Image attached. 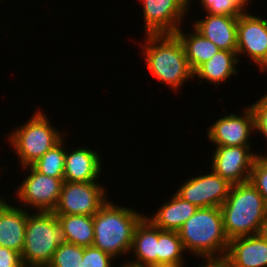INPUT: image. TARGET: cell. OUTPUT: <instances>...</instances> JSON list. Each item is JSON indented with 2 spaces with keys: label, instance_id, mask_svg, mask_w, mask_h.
<instances>
[{
  "label": "cell",
  "instance_id": "cell-1",
  "mask_svg": "<svg viewBox=\"0 0 267 267\" xmlns=\"http://www.w3.org/2000/svg\"><path fill=\"white\" fill-rule=\"evenodd\" d=\"M220 209L224 232L229 240L258 234L267 216L264 199L250 181L233 184Z\"/></svg>",
  "mask_w": 267,
  "mask_h": 267
},
{
  "label": "cell",
  "instance_id": "cell-2",
  "mask_svg": "<svg viewBox=\"0 0 267 267\" xmlns=\"http://www.w3.org/2000/svg\"><path fill=\"white\" fill-rule=\"evenodd\" d=\"M141 45L145 61L153 77L175 91L186 80L194 78L183 44L175 34L146 35Z\"/></svg>",
  "mask_w": 267,
  "mask_h": 267
},
{
  "label": "cell",
  "instance_id": "cell-3",
  "mask_svg": "<svg viewBox=\"0 0 267 267\" xmlns=\"http://www.w3.org/2000/svg\"><path fill=\"white\" fill-rule=\"evenodd\" d=\"M143 215L107 200L93 216V246L113 258L131 252L133 233Z\"/></svg>",
  "mask_w": 267,
  "mask_h": 267
},
{
  "label": "cell",
  "instance_id": "cell-4",
  "mask_svg": "<svg viewBox=\"0 0 267 267\" xmlns=\"http://www.w3.org/2000/svg\"><path fill=\"white\" fill-rule=\"evenodd\" d=\"M183 247L201 258L224 257L229 239L220 207L198 208L178 231Z\"/></svg>",
  "mask_w": 267,
  "mask_h": 267
},
{
  "label": "cell",
  "instance_id": "cell-5",
  "mask_svg": "<svg viewBox=\"0 0 267 267\" xmlns=\"http://www.w3.org/2000/svg\"><path fill=\"white\" fill-rule=\"evenodd\" d=\"M64 243L63 228L53 211L29 213L21 251L24 267H47L58 246Z\"/></svg>",
  "mask_w": 267,
  "mask_h": 267
},
{
  "label": "cell",
  "instance_id": "cell-6",
  "mask_svg": "<svg viewBox=\"0 0 267 267\" xmlns=\"http://www.w3.org/2000/svg\"><path fill=\"white\" fill-rule=\"evenodd\" d=\"M50 123L46 114L38 110L8 136L22 167L31 166L64 138L65 134L59 133Z\"/></svg>",
  "mask_w": 267,
  "mask_h": 267
},
{
  "label": "cell",
  "instance_id": "cell-7",
  "mask_svg": "<svg viewBox=\"0 0 267 267\" xmlns=\"http://www.w3.org/2000/svg\"><path fill=\"white\" fill-rule=\"evenodd\" d=\"M103 186L97 181L66 182L62 184L55 215H87L94 216L107 202Z\"/></svg>",
  "mask_w": 267,
  "mask_h": 267
},
{
  "label": "cell",
  "instance_id": "cell-8",
  "mask_svg": "<svg viewBox=\"0 0 267 267\" xmlns=\"http://www.w3.org/2000/svg\"><path fill=\"white\" fill-rule=\"evenodd\" d=\"M21 168L29 170L31 174L17 187L19 202L37 211H53L58 204L64 179L41 174L32 166Z\"/></svg>",
  "mask_w": 267,
  "mask_h": 267
},
{
  "label": "cell",
  "instance_id": "cell-9",
  "mask_svg": "<svg viewBox=\"0 0 267 267\" xmlns=\"http://www.w3.org/2000/svg\"><path fill=\"white\" fill-rule=\"evenodd\" d=\"M232 185L211 170L210 173L190 178L175 193L198 208L221 207Z\"/></svg>",
  "mask_w": 267,
  "mask_h": 267
},
{
  "label": "cell",
  "instance_id": "cell-10",
  "mask_svg": "<svg viewBox=\"0 0 267 267\" xmlns=\"http://www.w3.org/2000/svg\"><path fill=\"white\" fill-rule=\"evenodd\" d=\"M237 56L250 57L263 72L267 68V20L246 12L237 24Z\"/></svg>",
  "mask_w": 267,
  "mask_h": 267
},
{
  "label": "cell",
  "instance_id": "cell-11",
  "mask_svg": "<svg viewBox=\"0 0 267 267\" xmlns=\"http://www.w3.org/2000/svg\"><path fill=\"white\" fill-rule=\"evenodd\" d=\"M146 35L174 34L191 0H142Z\"/></svg>",
  "mask_w": 267,
  "mask_h": 267
},
{
  "label": "cell",
  "instance_id": "cell-12",
  "mask_svg": "<svg viewBox=\"0 0 267 267\" xmlns=\"http://www.w3.org/2000/svg\"><path fill=\"white\" fill-rule=\"evenodd\" d=\"M252 146H221L213 152L212 170L231 184L248 182L256 153Z\"/></svg>",
  "mask_w": 267,
  "mask_h": 267
},
{
  "label": "cell",
  "instance_id": "cell-13",
  "mask_svg": "<svg viewBox=\"0 0 267 267\" xmlns=\"http://www.w3.org/2000/svg\"><path fill=\"white\" fill-rule=\"evenodd\" d=\"M245 109L243 116L226 115L209 127L208 139L215 147L251 146L248 139L255 130V116L250 105Z\"/></svg>",
  "mask_w": 267,
  "mask_h": 267
},
{
  "label": "cell",
  "instance_id": "cell-14",
  "mask_svg": "<svg viewBox=\"0 0 267 267\" xmlns=\"http://www.w3.org/2000/svg\"><path fill=\"white\" fill-rule=\"evenodd\" d=\"M225 257L230 267H267V241L259 234L233 238Z\"/></svg>",
  "mask_w": 267,
  "mask_h": 267
},
{
  "label": "cell",
  "instance_id": "cell-15",
  "mask_svg": "<svg viewBox=\"0 0 267 267\" xmlns=\"http://www.w3.org/2000/svg\"><path fill=\"white\" fill-rule=\"evenodd\" d=\"M238 19L239 16L208 13L204 19L195 21L193 27L220 50L236 51Z\"/></svg>",
  "mask_w": 267,
  "mask_h": 267
},
{
  "label": "cell",
  "instance_id": "cell-16",
  "mask_svg": "<svg viewBox=\"0 0 267 267\" xmlns=\"http://www.w3.org/2000/svg\"><path fill=\"white\" fill-rule=\"evenodd\" d=\"M102 161L99 154L93 149L85 147L65 154L64 181L66 182H92L101 174Z\"/></svg>",
  "mask_w": 267,
  "mask_h": 267
},
{
  "label": "cell",
  "instance_id": "cell-17",
  "mask_svg": "<svg viewBox=\"0 0 267 267\" xmlns=\"http://www.w3.org/2000/svg\"><path fill=\"white\" fill-rule=\"evenodd\" d=\"M29 212L7 202L0 211V246L21 254Z\"/></svg>",
  "mask_w": 267,
  "mask_h": 267
},
{
  "label": "cell",
  "instance_id": "cell-18",
  "mask_svg": "<svg viewBox=\"0 0 267 267\" xmlns=\"http://www.w3.org/2000/svg\"><path fill=\"white\" fill-rule=\"evenodd\" d=\"M131 251L136 259L131 263L158 267V227L145 215L135 227Z\"/></svg>",
  "mask_w": 267,
  "mask_h": 267
},
{
  "label": "cell",
  "instance_id": "cell-19",
  "mask_svg": "<svg viewBox=\"0 0 267 267\" xmlns=\"http://www.w3.org/2000/svg\"><path fill=\"white\" fill-rule=\"evenodd\" d=\"M198 207L182 198L176 193L165 202L152 217L148 218L161 230L179 231L181 226L188 220Z\"/></svg>",
  "mask_w": 267,
  "mask_h": 267
},
{
  "label": "cell",
  "instance_id": "cell-20",
  "mask_svg": "<svg viewBox=\"0 0 267 267\" xmlns=\"http://www.w3.org/2000/svg\"><path fill=\"white\" fill-rule=\"evenodd\" d=\"M236 51L220 50L215 56L200 65L194 72L202 80L209 81L215 85L222 83L237 74L236 66L239 64Z\"/></svg>",
  "mask_w": 267,
  "mask_h": 267
},
{
  "label": "cell",
  "instance_id": "cell-21",
  "mask_svg": "<svg viewBox=\"0 0 267 267\" xmlns=\"http://www.w3.org/2000/svg\"><path fill=\"white\" fill-rule=\"evenodd\" d=\"M193 29V33H184L180 27L174 34L183 44L188 64L194 72L204 62L213 58L220 49L194 27Z\"/></svg>",
  "mask_w": 267,
  "mask_h": 267
},
{
  "label": "cell",
  "instance_id": "cell-22",
  "mask_svg": "<svg viewBox=\"0 0 267 267\" xmlns=\"http://www.w3.org/2000/svg\"><path fill=\"white\" fill-rule=\"evenodd\" d=\"M63 228L66 242L81 247L92 246L94 242L93 216L87 215H56Z\"/></svg>",
  "mask_w": 267,
  "mask_h": 267
},
{
  "label": "cell",
  "instance_id": "cell-23",
  "mask_svg": "<svg viewBox=\"0 0 267 267\" xmlns=\"http://www.w3.org/2000/svg\"><path fill=\"white\" fill-rule=\"evenodd\" d=\"M185 249L177 231L158 228V267L184 266Z\"/></svg>",
  "mask_w": 267,
  "mask_h": 267
},
{
  "label": "cell",
  "instance_id": "cell-24",
  "mask_svg": "<svg viewBox=\"0 0 267 267\" xmlns=\"http://www.w3.org/2000/svg\"><path fill=\"white\" fill-rule=\"evenodd\" d=\"M65 140H61L54 147L46 151L41 158H39L31 166L41 174L64 179V162L66 150L63 149Z\"/></svg>",
  "mask_w": 267,
  "mask_h": 267
},
{
  "label": "cell",
  "instance_id": "cell-25",
  "mask_svg": "<svg viewBox=\"0 0 267 267\" xmlns=\"http://www.w3.org/2000/svg\"><path fill=\"white\" fill-rule=\"evenodd\" d=\"M84 247L72 243L58 246L47 267H82Z\"/></svg>",
  "mask_w": 267,
  "mask_h": 267
},
{
  "label": "cell",
  "instance_id": "cell-26",
  "mask_svg": "<svg viewBox=\"0 0 267 267\" xmlns=\"http://www.w3.org/2000/svg\"><path fill=\"white\" fill-rule=\"evenodd\" d=\"M251 0H200L209 14H219L227 16H239L247 9H244Z\"/></svg>",
  "mask_w": 267,
  "mask_h": 267
},
{
  "label": "cell",
  "instance_id": "cell-27",
  "mask_svg": "<svg viewBox=\"0 0 267 267\" xmlns=\"http://www.w3.org/2000/svg\"><path fill=\"white\" fill-rule=\"evenodd\" d=\"M249 181L262 195L267 207V157H256Z\"/></svg>",
  "mask_w": 267,
  "mask_h": 267
},
{
  "label": "cell",
  "instance_id": "cell-28",
  "mask_svg": "<svg viewBox=\"0 0 267 267\" xmlns=\"http://www.w3.org/2000/svg\"><path fill=\"white\" fill-rule=\"evenodd\" d=\"M115 259L95 246L84 247L82 267H112Z\"/></svg>",
  "mask_w": 267,
  "mask_h": 267
},
{
  "label": "cell",
  "instance_id": "cell-29",
  "mask_svg": "<svg viewBox=\"0 0 267 267\" xmlns=\"http://www.w3.org/2000/svg\"><path fill=\"white\" fill-rule=\"evenodd\" d=\"M255 116V131L262 133L267 138V94L261 99L250 105ZM259 131V132H258ZM258 157H267L256 154Z\"/></svg>",
  "mask_w": 267,
  "mask_h": 267
},
{
  "label": "cell",
  "instance_id": "cell-30",
  "mask_svg": "<svg viewBox=\"0 0 267 267\" xmlns=\"http://www.w3.org/2000/svg\"><path fill=\"white\" fill-rule=\"evenodd\" d=\"M0 267H24L21 254L0 246Z\"/></svg>",
  "mask_w": 267,
  "mask_h": 267
},
{
  "label": "cell",
  "instance_id": "cell-31",
  "mask_svg": "<svg viewBox=\"0 0 267 267\" xmlns=\"http://www.w3.org/2000/svg\"><path fill=\"white\" fill-rule=\"evenodd\" d=\"M207 263H206V262ZM199 267H230L226 257H207ZM205 263V264H204Z\"/></svg>",
  "mask_w": 267,
  "mask_h": 267
},
{
  "label": "cell",
  "instance_id": "cell-32",
  "mask_svg": "<svg viewBox=\"0 0 267 267\" xmlns=\"http://www.w3.org/2000/svg\"><path fill=\"white\" fill-rule=\"evenodd\" d=\"M258 234L267 241V216L265 217L264 221L262 222Z\"/></svg>",
  "mask_w": 267,
  "mask_h": 267
},
{
  "label": "cell",
  "instance_id": "cell-33",
  "mask_svg": "<svg viewBox=\"0 0 267 267\" xmlns=\"http://www.w3.org/2000/svg\"><path fill=\"white\" fill-rule=\"evenodd\" d=\"M122 267H155V266L138 265L135 263L127 262L125 263V265H122Z\"/></svg>",
  "mask_w": 267,
  "mask_h": 267
},
{
  "label": "cell",
  "instance_id": "cell-34",
  "mask_svg": "<svg viewBox=\"0 0 267 267\" xmlns=\"http://www.w3.org/2000/svg\"><path fill=\"white\" fill-rule=\"evenodd\" d=\"M7 203L6 200H3L2 198H0V211L2 209V207Z\"/></svg>",
  "mask_w": 267,
  "mask_h": 267
},
{
  "label": "cell",
  "instance_id": "cell-35",
  "mask_svg": "<svg viewBox=\"0 0 267 267\" xmlns=\"http://www.w3.org/2000/svg\"><path fill=\"white\" fill-rule=\"evenodd\" d=\"M164 267H184V266H164Z\"/></svg>",
  "mask_w": 267,
  "mask_h": 267
}]
</instances>
